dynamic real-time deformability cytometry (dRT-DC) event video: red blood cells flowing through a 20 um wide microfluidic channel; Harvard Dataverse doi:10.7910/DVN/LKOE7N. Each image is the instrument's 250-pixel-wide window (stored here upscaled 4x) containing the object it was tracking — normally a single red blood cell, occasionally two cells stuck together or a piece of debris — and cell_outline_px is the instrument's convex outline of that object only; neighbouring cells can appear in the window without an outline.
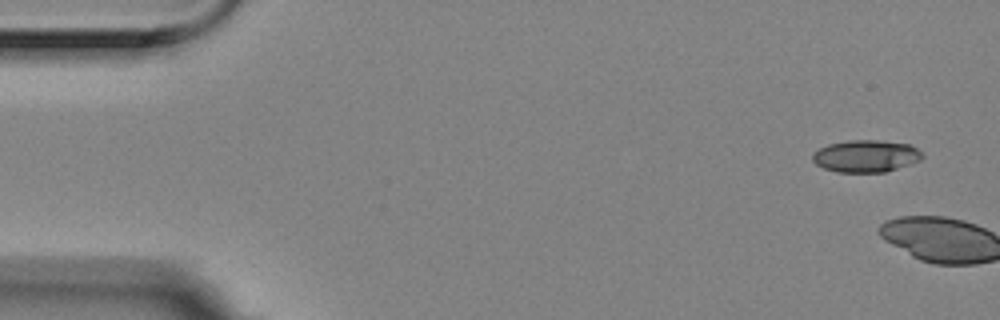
{"species": "Egyptian fruit bat (a non-hibernating species)", "species_latin": "Rousettus aegyptiacus", "temperature_condition": "room temperature", "stored_images_in_passage": 5, "camera_frame_rate_fps": 3000, "um_per_image_px": 0.085, "animal": {"sex": "female"}, "frame": {"image": 1, "passage_image": 1, "time_ms": 0.0, "image_size_px": [1000, 320], "cell_outline_px": [[924, 156], [920, 160], [884, 172], [836, 172], [824, 168], [816, 164], [812, 160], [812, 152], [828, 144], [848, 140], [880, 140], [908, 144], [916, 148]], "centroid_in_image_um": [73.56, 13.26], "position_along_channel_um": 11.4, "area_um2": 20.46}}